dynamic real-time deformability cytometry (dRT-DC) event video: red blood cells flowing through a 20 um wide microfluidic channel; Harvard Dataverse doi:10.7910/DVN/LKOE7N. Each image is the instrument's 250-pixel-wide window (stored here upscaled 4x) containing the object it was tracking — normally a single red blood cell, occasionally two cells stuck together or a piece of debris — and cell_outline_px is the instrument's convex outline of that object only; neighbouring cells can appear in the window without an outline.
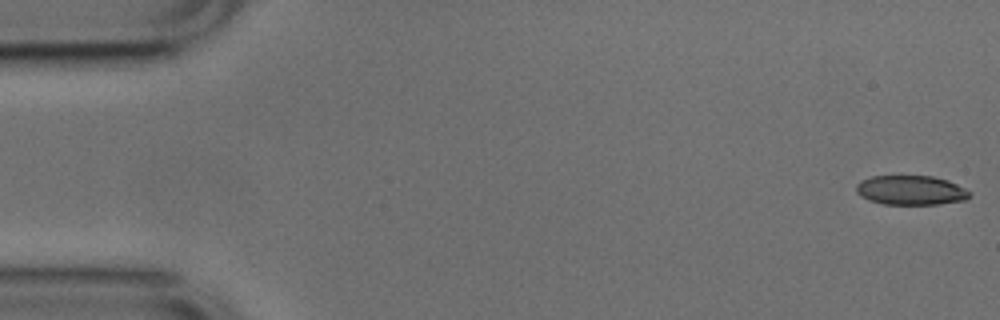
{"species": "common noctule bat (a hibernating species)", "species_latin": "Nyctalus noctula", "temperature_condition": "cold", "stored_images_in_passage": 4, "camera_frame_rate_fps": 3000, "um_per_image_px": 0.085, "animal": {"sex": "male", "body_mass_g": 17.9, "forearm_length_mm": 54.2}, "frame": {"image": 1, "passage_image": 1, "time_ms": 0.0, "image_size_px": [1000, 320], "cell_outline_px": [[972, 196], [964, 200], [940, 204], [884, 204], [868, 200], [860, 196], [856, 192], [856, 184], [860, 180], [872, 176], [932, 176], [948, 180], [972, 192]], "centroid_in_image_um": [77.42, 16.17], "position_along_channel_um": 7.6, "area_um2": 19.59}}